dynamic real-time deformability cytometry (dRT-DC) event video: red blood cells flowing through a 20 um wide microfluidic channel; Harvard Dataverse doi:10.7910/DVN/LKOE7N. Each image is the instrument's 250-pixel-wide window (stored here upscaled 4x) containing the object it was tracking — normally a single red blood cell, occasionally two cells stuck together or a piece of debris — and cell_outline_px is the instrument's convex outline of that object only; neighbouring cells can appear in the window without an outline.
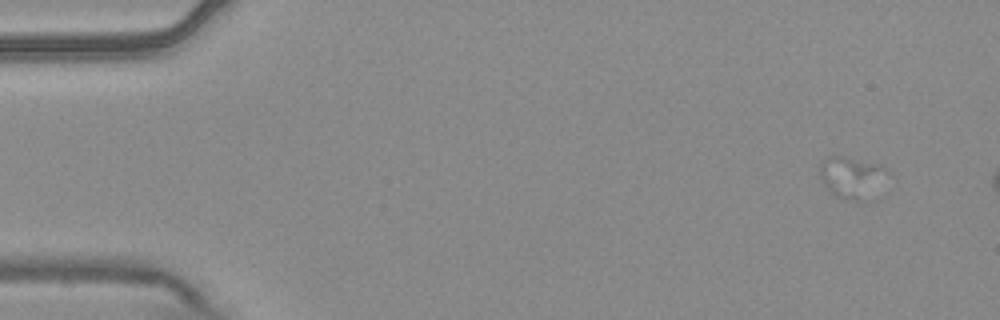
{"species": "common noctule bat (a hibernating species)", "species_latin": "Nyctalus noctula", "temperature_condition": "warm", "stored_images_in_passage": 3, "camera_frame_rate_fps": 3000, "um_per_image_px": 0.085, "animal": {"sex": "male", "body_mass_g": 20.4}, "frame": {"image": 1, "passage_image": 1, "time_ms": 0.0, "image_size_px": [1000, 320], "cell_outline_px": [[892, 172], [860, 200], [852, 200], [836, 196], [824, 184], [820, 176], [820, 164], [828, 156], [836, 156], [880, 164], [888, 168]], "centroid_in_image_um": [72.38, 15.01], "position_along_channel_um": 12.6, "area_um2": 15.49}}